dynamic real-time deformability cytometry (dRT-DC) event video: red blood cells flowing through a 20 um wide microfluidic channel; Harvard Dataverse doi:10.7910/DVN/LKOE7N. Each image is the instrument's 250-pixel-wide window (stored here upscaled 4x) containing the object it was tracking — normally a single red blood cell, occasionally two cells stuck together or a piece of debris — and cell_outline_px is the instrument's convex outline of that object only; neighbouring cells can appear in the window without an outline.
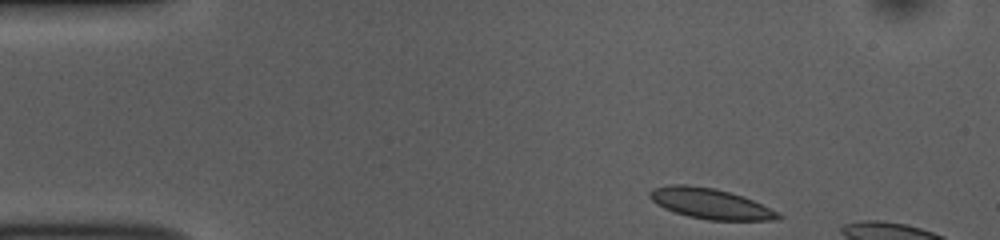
{"species": "common noctule bat (a hibernating species)", "species_latin": "Nyctalus noctula", "temperature_condition": "room temperature", "stored_images_in_passage": 7, "camera_frame_rate_fps": 3000, "um_per_image_px": 0.085, "animal": {"sex": "female", "body_mass_g": 10.0, "forearm_length_mm": 53.1}, "frame": {"image": 1, "passage_image": 1, "time_ms": 0.0, "image_size_px": [1000, 240], "cell_outline_px": [[784, 216], [772, 220], [708, 220], [688, 216], [664, 208], [652, 200], [648, 196], [648, 192], [652, 188], [668, 184], [688, 184], [712, 188], [744, 196], [780, 212]], "centroid_in_image_um": [60.37, 17.3], "position_along_channel_um": 24.6, "area_um2": 22.83}}